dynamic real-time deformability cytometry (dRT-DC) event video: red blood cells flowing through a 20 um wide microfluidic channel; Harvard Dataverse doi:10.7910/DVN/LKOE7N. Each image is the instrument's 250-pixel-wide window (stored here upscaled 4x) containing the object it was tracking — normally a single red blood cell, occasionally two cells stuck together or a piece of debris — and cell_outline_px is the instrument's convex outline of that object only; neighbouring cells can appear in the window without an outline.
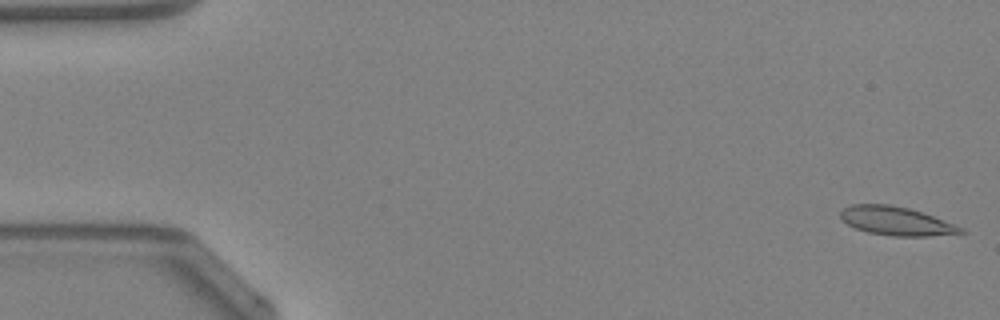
{"species": "Egyptian fruit bat (a non-hibernating species)", "species_latin": "Rousettus aegyptiacus", "temperature_condition": "warm", "stored_images_in_passage": 14, "camera_frame_rate_fps": 3000, "um_per_image_px": 0.085, "animal": {"sex": "female"}, "frame": {"image": 1, "passage_image": 1, "time_ms": 0.0, "image_size_px": [1000, 320], "cell_outline_px": [[968, 232], [928, 236], [892, 236], [868, 232], [856, 228], [848, 224], [840, 216], [840, 212], [844, 208], [852, 204], [888, 204], [908, 208], [932, 216], [964, 228]], "centroid_in_image_um": [76.17, 18.79], "position_along_channel_um": 8.8, "area_um2": 19.77}}